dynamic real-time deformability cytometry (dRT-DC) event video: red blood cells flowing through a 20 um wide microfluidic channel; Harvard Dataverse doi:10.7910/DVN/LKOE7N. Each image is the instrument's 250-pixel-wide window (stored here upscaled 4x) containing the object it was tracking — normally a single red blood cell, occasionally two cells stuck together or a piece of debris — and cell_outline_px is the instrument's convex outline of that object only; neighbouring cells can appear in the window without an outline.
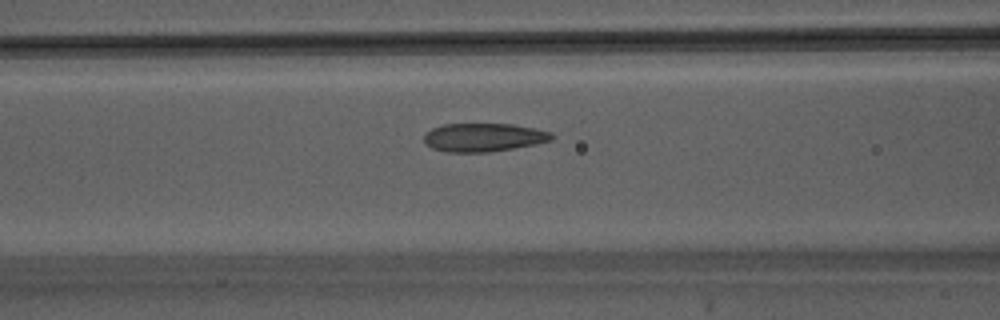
{"species": "Egyptian fruit bat (a non-hibernating species)", "species_latin": "Rousettus aegyptiacus", "temperature_condition": "warm", "stored_images_in_passage": 38, "camera_frame_rate_fps": 3000, "um_per_image_px": 0.085, "animal": {"sex": "male"}, "frame": {"image": 1, "passage_image": 12, "time_ms": 3.667, "image_size_px": [1000, 320], "cell_outline_px": [[552, 140], [536, 144], [488, 152], [448, 152], [432, 148], [424, 144], [424, 136], [432, 128], [444, 124], [512, 124], [536, 128], [552, 132]], "centroid_in_image_um": [41.1, 11.67], "position_along_channel_um": 125.5, "area_um2": 21.1}}
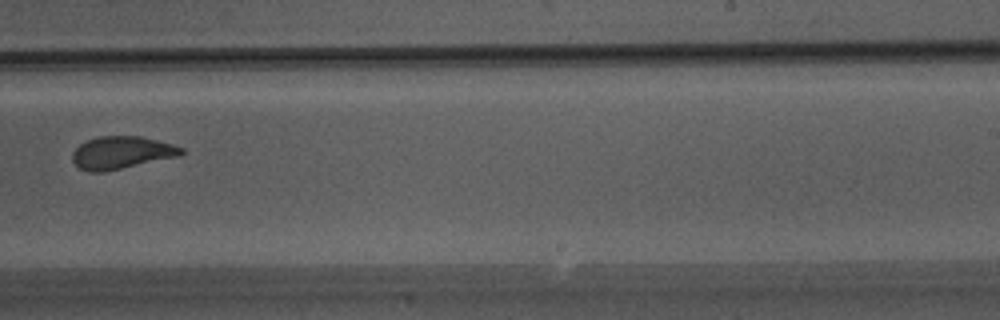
{"frame": {"image": 2, "passage_image": 22, "time_ms": 7.0, "image_size_px": [1000, 320], "cell_outline_px": [[184, 152], [180, 156], [100, 172], [92, 172], [80, 168], [72, 160], [72, 152], [80, 144], [88, 140], [100, 136], [140, 136], [172, 144], [184, 148]], "centroid_in_image_um": [10.34, 12.96], "position_along_channel_um": 278.7, "area_um2": 20.35}}